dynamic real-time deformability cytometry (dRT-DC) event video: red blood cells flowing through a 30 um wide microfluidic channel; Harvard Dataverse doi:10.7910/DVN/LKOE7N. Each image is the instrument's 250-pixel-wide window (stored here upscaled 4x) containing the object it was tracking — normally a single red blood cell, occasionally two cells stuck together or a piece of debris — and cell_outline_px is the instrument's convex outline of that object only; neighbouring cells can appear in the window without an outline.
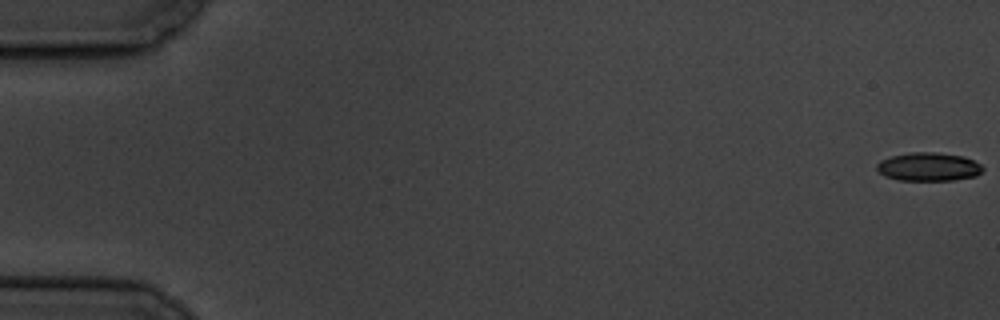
{"species": "common noctule bat (a hibernating species)", "species_latin": "Nyctalus noctula", "temperature_condition": "cold", "stored_images_in_passage": 11, "camera_frame_rate_fps": 3000, "um_per_image_px": 0.085, "animal": {"sex": "male", "body_mass_g": 19.5, "forearm_length_mm": 54.6}, "frame": {"image": 1, "passage_image": 1, "time_ms": 0.0, "image_size_px": [1000, 320], "cell_outline_px": [[984, 168], [976, 176], [952, 180], [900, 180], [884, 176], [876, 168], [876, 164], [880, 160], [892, 156], [912, 152], [936, 152], [964, 156], [980, 164]], "centroid_in_image_um": [78.92, 14.17], "position_along_channel_um": 6.1, "area_um2": 17.51}}
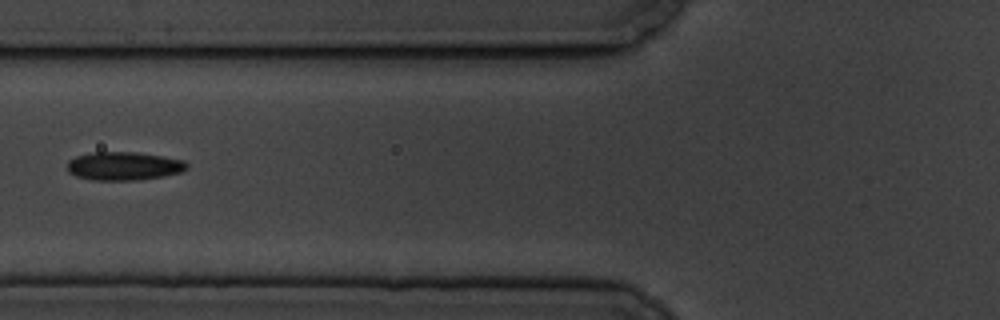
{"frame": {"image": 2, "passage_image": 7, "time_ms": 7.667, "image_size_px": [1000, 320], "cell_outline_px": [[188, 168], [180, 172], [164, 176], [140, 180], [92, 180], [76, 176], [68, 172], [68, 160], [76, 156], [92, 152], [136, 152], [184, 160], [188, 164]], "centroid_in_image_um": [10.52, 14.12], "position_along_channel_um": 115.3, "area_um2": 19.83}}
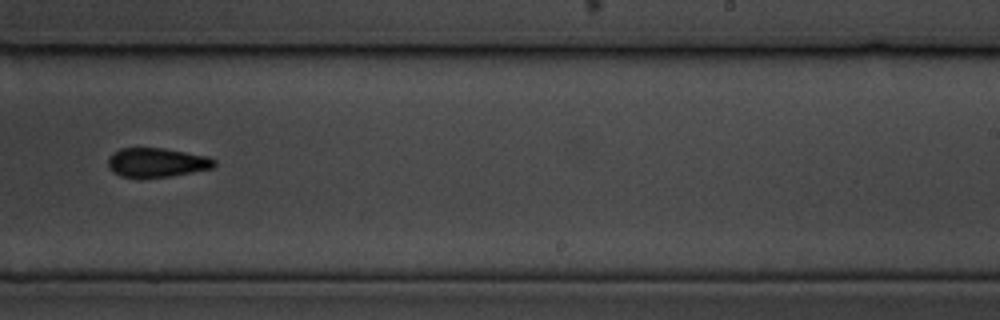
{"frame": {"image": 3, "passage_image": 11, "time_ms": 12.333, "image_size_px": [1000, 320], "cell_outline_px": [[216, 164], [212, 168], [172, 176], [120, 176], [112, 172], [108, 168], [108, 156], [112, 152], [120, 148], [164, 148], [208, 156], [216, 160]], "centroid_in_image_um": [13.31, 13.79], "position_along_channel_um": 275.7, "area_um2": 17.98}}